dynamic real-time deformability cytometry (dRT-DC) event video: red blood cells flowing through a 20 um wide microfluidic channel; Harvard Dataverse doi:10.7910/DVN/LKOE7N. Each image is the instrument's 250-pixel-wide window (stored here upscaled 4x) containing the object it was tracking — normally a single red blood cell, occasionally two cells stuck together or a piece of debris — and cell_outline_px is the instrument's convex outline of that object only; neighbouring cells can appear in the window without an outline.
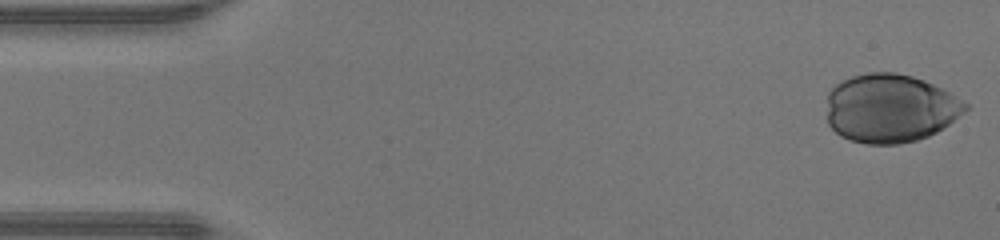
{"species": "human", "species_latin": "Homo sapiens", "temperature_condition": "warm", "stored_images_in_passage": 39, "camera_frame_rate_fps": 3000, "um_per_image_px": 0.085, "donor": {"sex": "male"}, "frame": {"image": 1, "passage_image": 1, "time_ms": 0.0, "image_size_px": [1000, 240], "cell_outline_px": [[968, 108], [964, 112], [948, 124], [936, 132], [928, 136], [916, 140], [896, 144], [868, 144], [848, 140], [840, 136], [828, 124], [828, 92], [836, 84], [852, 76], [868, 72], [896, 72], [912, 76], [924, 80], [964, 100], [968, 104]], "centroid_in_image_um": [75.66, 9.2], "position_along_channel_um": 9.3, "area_um2": 55.31}}
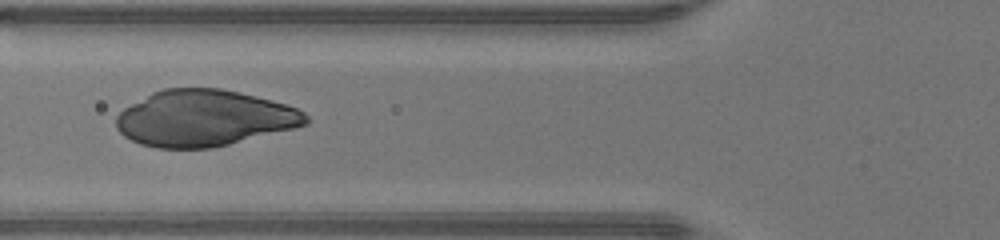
{"frame": {"image": 2, "passage_image": 17, "time_ms": 5.333, "image_size_px": [1000, 240], "cell_outline_px": [[308, 124], [212, 148], [156, 148], [140, 144], [124, 136], [116, 128], [116, 116], [124, 108], [152, 92], [164, 88], [220, 88], [284, 104], [296, 108], [304, 112], [308, 116]], "centroid_in_image_um": [17.3, 10.05], "position_along_channel_um": 108.5, "area_um2": 61.56}}
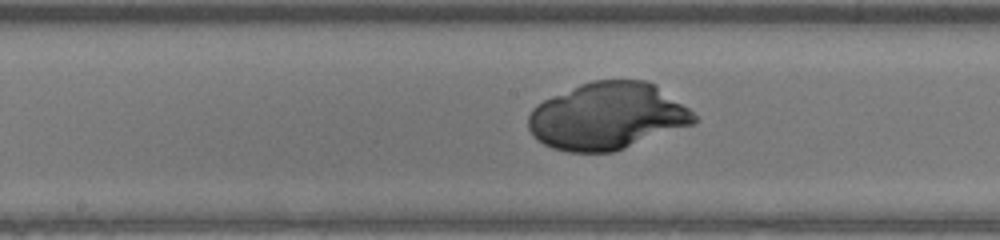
{"frame": {"image": 3, "passage_image": 23, "time_ms": 7.333, "image_size_px": [1000, 240], "cell_outline_px": [[696, 124], [612, 152], [568, 152], [552, 148], [544, 144], [532, 136], [528, 128], [528, 116], [532, 108], [536, 104], [552, 96], [580, 84], [592, 80], [644, 80], [656, 84], [688, 108], [696, 116]], "centroid_in_image_um": [51.61, 9.88], "position_along_channel_um": 196.6, "area_um2": 64.79}}